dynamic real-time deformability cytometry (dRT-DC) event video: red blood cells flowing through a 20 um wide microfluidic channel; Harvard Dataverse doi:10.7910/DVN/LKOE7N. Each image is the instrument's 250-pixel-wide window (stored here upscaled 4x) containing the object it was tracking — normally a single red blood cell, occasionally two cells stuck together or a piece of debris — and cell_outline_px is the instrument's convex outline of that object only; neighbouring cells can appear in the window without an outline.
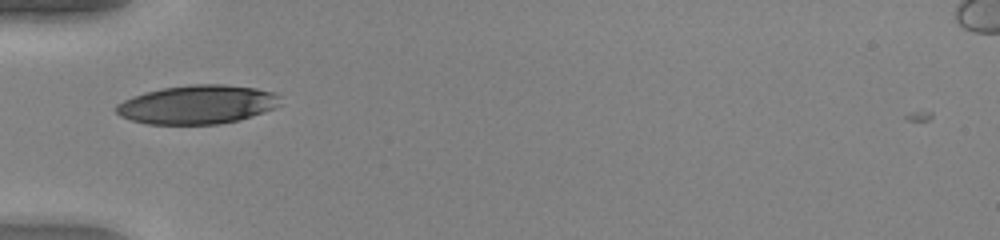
{"species": "human", "species_latin": "Homo sapiens", "temperature_condition": "warm", "stored_images_in_passage": 3, "camera_frame_rate_fps": 3000, "um_per_image_px": 0.085, "donor": {"sex": "female"}, "frame": {"image": 1, "passage_image": 1, "time_ms": 0.0, "image_size_px": [1000, 240], "cell_outline_px": [[280, 104], [272, 108], [240, 120], [220, 124], [148, 124], [132, 120], [120, 116], [116, 112], [116, 104], [132, 96], [144, 92], [164, 88], [192, 84], [224, 84], [256, 88], [276, 92], [280, 96]], "centroid_in_image_um": [16.78, 8.88], "position_along_channel_um": 68.2, "area_um2": 37.11}}